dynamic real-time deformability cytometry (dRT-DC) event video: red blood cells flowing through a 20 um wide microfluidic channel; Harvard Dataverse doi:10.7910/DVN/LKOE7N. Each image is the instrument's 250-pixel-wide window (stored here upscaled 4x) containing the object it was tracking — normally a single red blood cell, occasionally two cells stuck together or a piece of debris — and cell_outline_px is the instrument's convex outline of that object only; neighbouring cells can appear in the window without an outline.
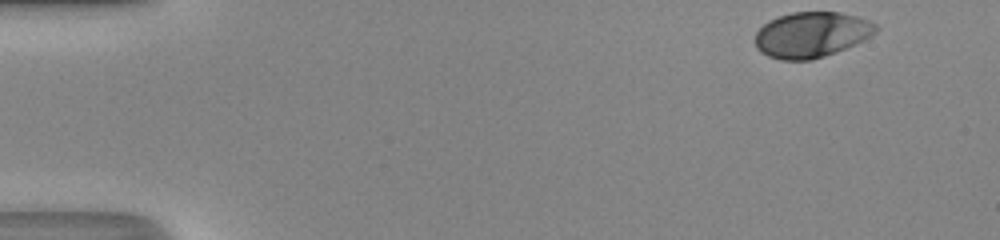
{"species": "human", "species_latin": "Homo sapiens", "temperature_condition": "room temperature", "stored_images_in_passage": 38, "camera_frame_rate_fps": 3000, "um_per_image_px": 0.085, "donor": {"sex": "male"}, "frame": {"image": 1, "passage_image": 1, "time_ms": 0.0, "image_size_px": [1000, 240], "cell_outline_px": [[880, 28], [876, 32], [864, 40], [856, 44], [836, 52], [812, 60], [780, 60], [768, 56], [760, 52], [756, 48], [756, 32], [768, 20], [792, 12], [840, 12], [856, 16], [868, 20], [876, 24]], "centroid_in_image_um": [68.98, 2.95], "position_along_channel_um": 16.0, "area_um2": 32.14}}
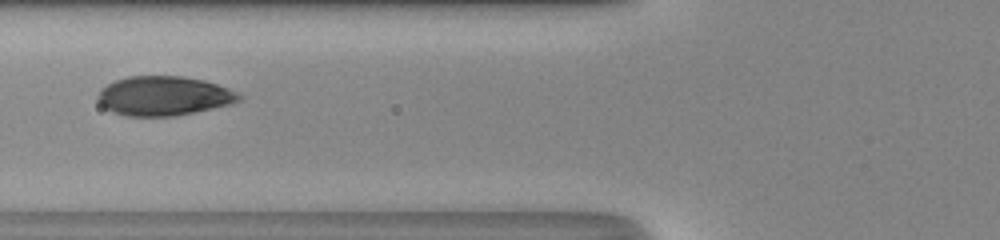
{"frame": {"image": 2, "passage_image": 17, "time_ms": 5.333, "image_size_px": [1000, 240], "cell_outline_px": [[244, 96], [240, 100], [232, 104], [176, 116], [128, 116], [112, 112], [104, 108], [100, 104], [96, 96], [100, 88], [116, 80], [128, 76], [184, 76], [204, 80], [228, 88]], "centroid_in_image_um": [13.91, 8.15], "position_along_channel_um": 111.9, "area_um2": 32.6}}
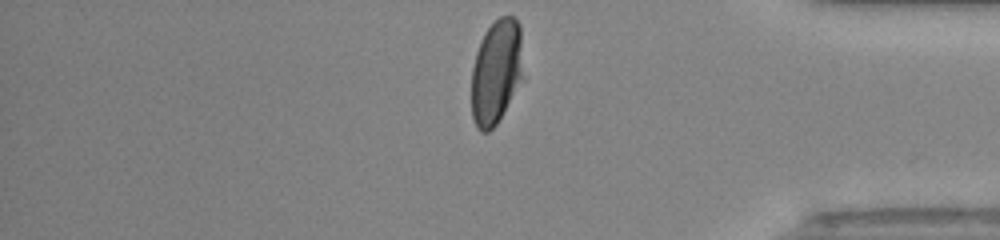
{"frame": {"image": 3, "passage_image": 38, "time_ms": 12.333, "image_size_px": [1000, 240], "cell_outline_px": [[524, 80], [496, 124], [488, 132], [480, 132], [476, 128], [472, 116], [472, 68], [476, 52], [484, 32], [500, 16], [516, 16], [520, 24], [524, 76]], "centroid_in_image_um": [42.21, 6.1], "position_along_channel_um": 393.0, "area_um2": 32.14}, "authors_computed_cell_mechanics": {"area_um2": 32.8015, "velocity_mm_per_s": 4.3265, "shape_relaxation_time_tau1_ms": 2.7342, "shape_relaxation_time_tau2_ms": null, "deformation_change_tau1": 0.1575, "deformation_change_tau2": null}}